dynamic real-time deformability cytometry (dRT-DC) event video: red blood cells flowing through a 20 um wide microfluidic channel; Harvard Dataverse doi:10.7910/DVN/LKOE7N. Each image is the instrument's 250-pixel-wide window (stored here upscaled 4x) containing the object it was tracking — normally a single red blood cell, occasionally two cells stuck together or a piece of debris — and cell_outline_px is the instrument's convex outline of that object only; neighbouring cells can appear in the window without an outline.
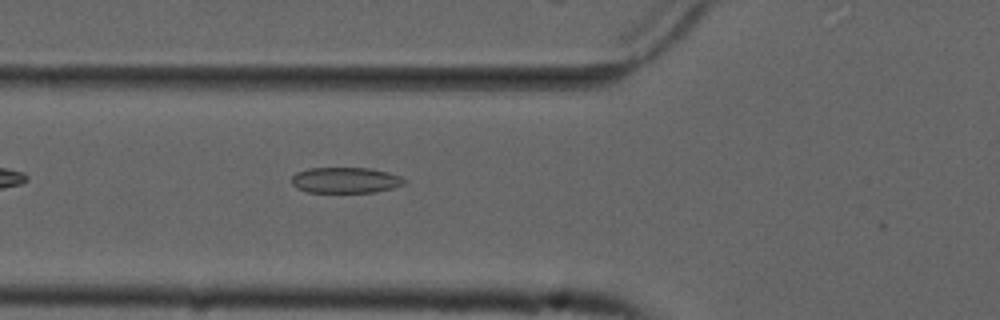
{"species": "common noctule bat (a hibernating species)", "species_latin": "Nyctalus noctula", "temperature_condition": "cold", "stored_images_in_passage": 38, "camera_frame_rate_fps": 3000, "um_per_image_px": 0.085, "animal": {"sex": "male", "forearm_length_mm": 52.5}, "frame": {"image": 1, "passage_image": 3, "time_ms": 0.667, "image_size_px": [1000, 320], "cell_outline_px": [[408, 180], [404, 184], [392, 188], [372, 192], [308, 192], [296, 188], [292, 184], [292, 176], [296, 172], [308, 168], [368, 168], [388, 172], [400, 176]], "centroid_in_image_um": [29.36, 15.31], "position_along_channel_um": 96.4, "area_um2": 16.94}}
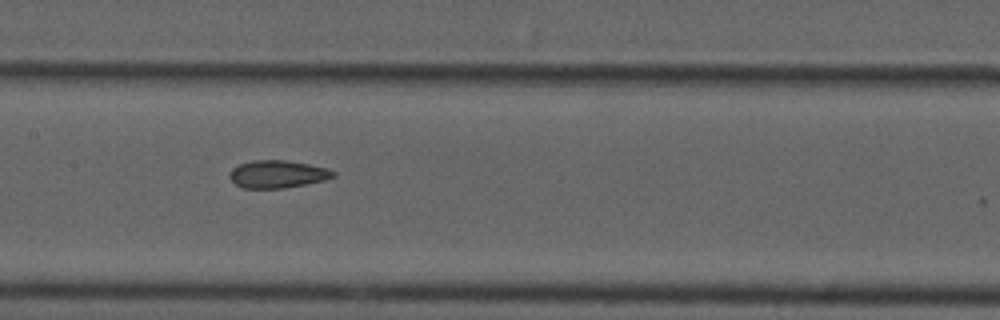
{"frame": {"image": 2, "passage_image": 10, "time_ms": 3.0, "image_size_px": [1000, 320], "cell_outline_px": [[336, 176], [324, 180], [284, 188], [244, 188], [236, 184], [228, 176], [228, 172], [232, 168], [240, 164], [252, 160], [284, 160], [308, 164], [324, 168], [336, 172]], "centroid_in_image_um": [23.55, 14.8], "position_along_channel_um": 183.8, "area_um2": 16.53}}
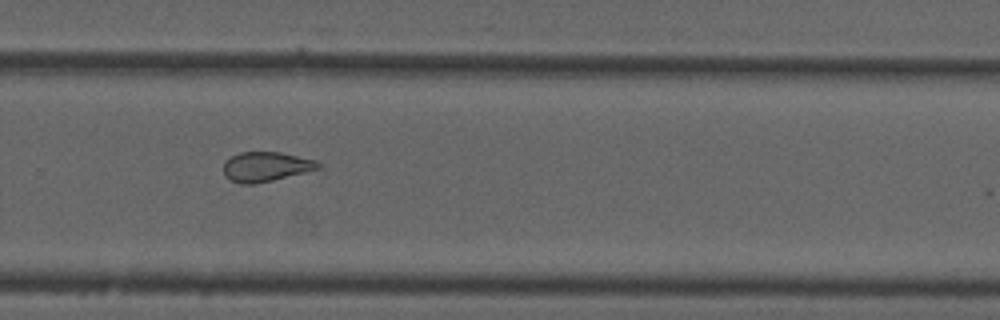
{"frame": {"image": 3, "passage_image": 20, "time_ms": 6.333, "image_size_px": [1000, 320], "cell_outline_px": [[320, 168], [272, 180], [252, 184], [240, 184], [224, 176], [224, 160], [240, 152], [280, 152], [316, 160], [320, 164]], "centroid_in_image_um": [22.57, 14.16], "position_along_channel_um": 307.2, "area_um2": 16.18}, "authors_computed_cell_mechanics": {"area_um2": 17.1955, "velocity_mm_per_s": 3.7138, "shape_relaxation_time_tau1_ms": null, "shape_relaxation_time_tau2_ms": 2.3868, "deformation_change_tau1": null, "deformation_change_tau2": 0.0903}}